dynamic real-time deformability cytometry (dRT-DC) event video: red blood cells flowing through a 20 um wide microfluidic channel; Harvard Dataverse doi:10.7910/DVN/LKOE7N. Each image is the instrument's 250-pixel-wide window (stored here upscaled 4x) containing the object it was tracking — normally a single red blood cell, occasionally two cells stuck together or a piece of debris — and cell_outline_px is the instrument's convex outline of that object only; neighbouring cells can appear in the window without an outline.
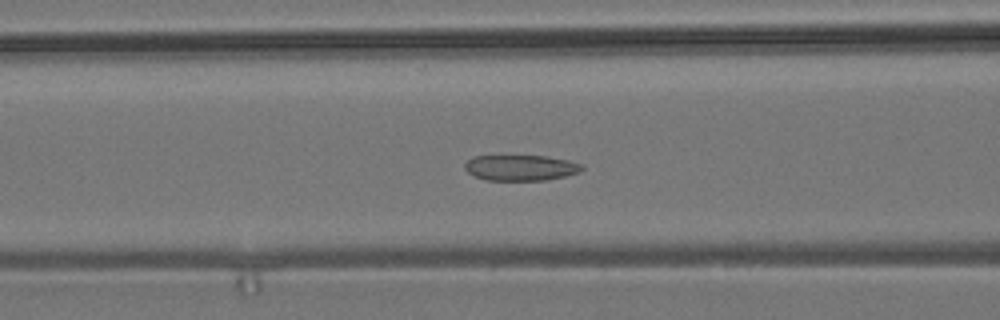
{"species": "common noctule bat (a hibernating species)", "species_latin": "Nyctalus noctula", "temperature_condition": "room temperature", "stored_images_in_passage": 52, "camera_frame_rate_fps": 3000, "um_per_image_px": 0.085, "animal": {"sex": "male", "body_mass_g": 19.2, "forearm_length_mm": 51.8}, "frame": {"image": 1, "passage_image": 22, "time_ms": 7.0, "image_size_px": [1000, 320], "cell_outline_px": [[584, 168], [580, 172], [548, 180], [484, 180], [468, 172], [464, 168], [464, 164], [472, 156], [548, 156], [568, 160], [584, 164]], "centroid_in_image_um": [44.29, 14.25], "position_along_channel_um": 122.3, "area_um2": 17.63}}
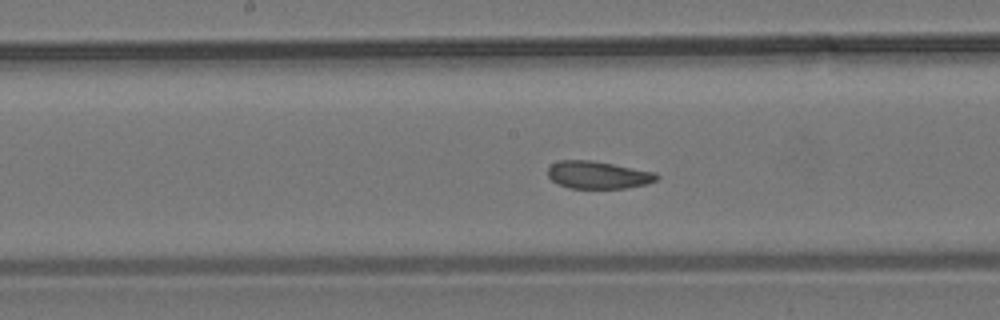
{"frame": {"image": 2, "passage_image": 28, "time_ms": 9.0, "image_size_px": [1000, 320], "cell_outline_px": [[660, 176], [656, 180], [648, 184], [624, 188], [568, 188], [556, 184], [548, 176], [548, 168], [552, 164], [560, 160], [588, 160], [612, 164], [656, 172]], "centroid_in_image_um": [50.83, 14.88], "position_along_channel_um": 197.4, "area_um2": 17.46}}
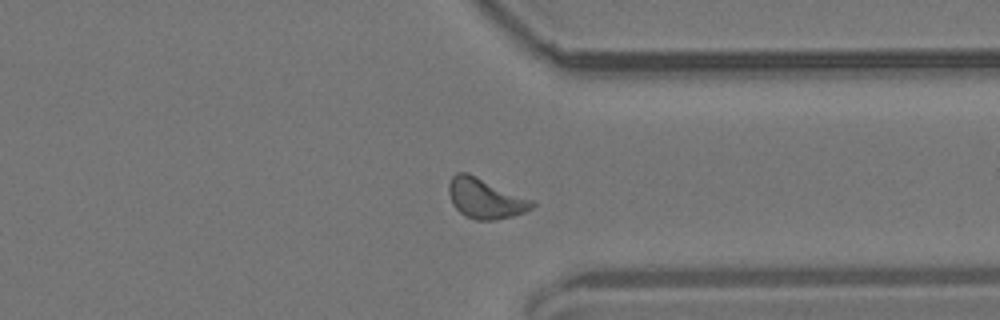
{"frame": {"image": 3, "passage_image": 42, "time_ms": 13.667, "image_size_px": [1000, 320], "cell_outline_px": [[536, 204], [532, 208], [524, 212], [512, 216], [496, 220], [476, 220], [464, 216], [452, 204], [448, 192], [448, 184], [452, 176], [456, 172], [468, 172], [532, 200]], "centroid_in_image_um": [41.21, 16.86], "position_along_channel_um": 370.2, "area_um2": 19.48}, "authors_computed_cell_mechanics": {"area_um2": 18.4671, "velocity_mm_per_s": 3.7503, "shape_relaxation_time_tau1_ms": null, "shape_relaxation_time_tau2_ms": 3.4036, "deformation_change_tau1": null, "deformation_change_tau2": 0.0706}}